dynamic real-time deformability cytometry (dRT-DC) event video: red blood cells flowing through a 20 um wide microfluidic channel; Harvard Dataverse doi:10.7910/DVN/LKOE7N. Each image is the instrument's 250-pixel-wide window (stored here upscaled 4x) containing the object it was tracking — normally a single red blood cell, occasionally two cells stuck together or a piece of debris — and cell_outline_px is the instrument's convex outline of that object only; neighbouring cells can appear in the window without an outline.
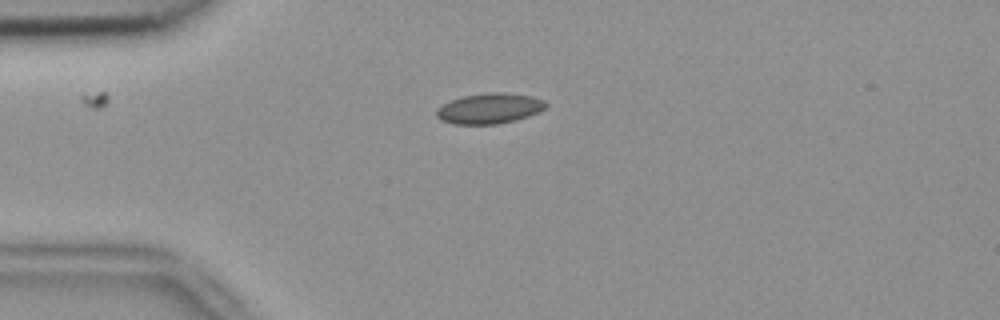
{"species": "common noctule bat (a hibernating species)", "species_latin": "Nyctalus noctula", "temperature_condition": "room temperature", "stored_images_in_passage": 41, "camera_frame_rate_fps": 3000, "um_per_image_px": 0.085, "animal": {"sex": "female", "body_mass_g": 18.4}, "frame": {"image": 1, "passage_image": 1, "time_ms": 0.0, "image_size_px": [1000, 320], "cell_outline_px": [[548, 104], [540, 112], [516, 120], [500, 124], [452, 124], [440, 120], [436, 116], [436, 108], [452, 100], [464, 96], [492, 92], [500, 92], [532, 96], [544, 100]], "centroid_in_image_um": [41.61, 9.23], "position_along_channel_um": 43.4, "area_um2": 19.42}}
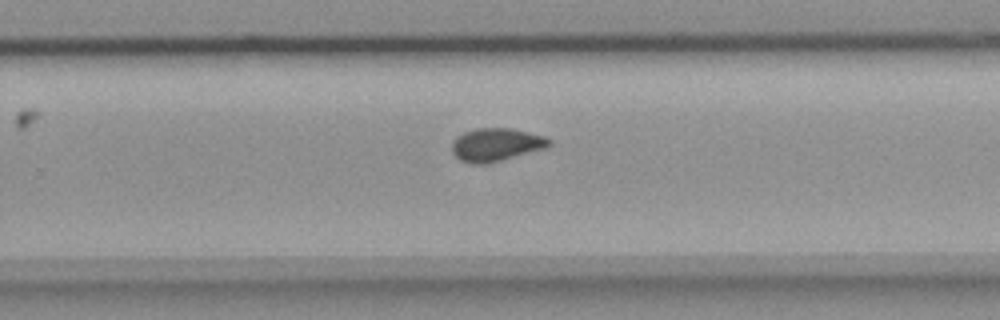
{"frame": {"image": 2, "passage_image": 22, "time_ms": 7.0, "image_size_px": [1000, 320], "cell_outline_px": [[552, 144], [548, 148], [488, 164], [472, 164], [460, 160], [452, 152], [452, 140], [456, 136], [464, 132], [476, 128], [508, 128], [528, 132], [544, 136], [552, 140]], "centroid_in_image_um": [42.18, 12.31], "position_along_channel_um": 287.6, "area_um2": 19.02}}
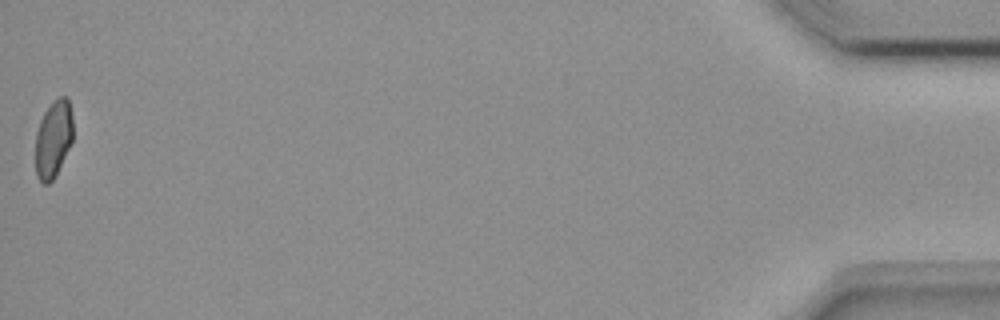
{"frame": {"image": 3, "passage_image": 41, "time_ms": 13.333, "image_size_px": [1000, 320], "cell_outline_px": [[72, 140], [56, 176], [48, 184], [44, 184], [36, 176], [36, 132], [40, 120], [44, 112], [60, 96], [68, 96], [72, 116]], "centroid_in_image_um": [4.53, 11.82], "position_along_channel_um": 430.7, "area_um2": 16.76}, "authors_computed_cell_mechanics": {"area_um2": 18.3804, "velocity_mm_per_s": 3.787, "shape_relaxation_time_tau1_ms": null, "shape_relaxation_time_tau2_ms": 2.1912, "deformation_change_tau1": null, "deformation_change_tau2": 0.0591}}